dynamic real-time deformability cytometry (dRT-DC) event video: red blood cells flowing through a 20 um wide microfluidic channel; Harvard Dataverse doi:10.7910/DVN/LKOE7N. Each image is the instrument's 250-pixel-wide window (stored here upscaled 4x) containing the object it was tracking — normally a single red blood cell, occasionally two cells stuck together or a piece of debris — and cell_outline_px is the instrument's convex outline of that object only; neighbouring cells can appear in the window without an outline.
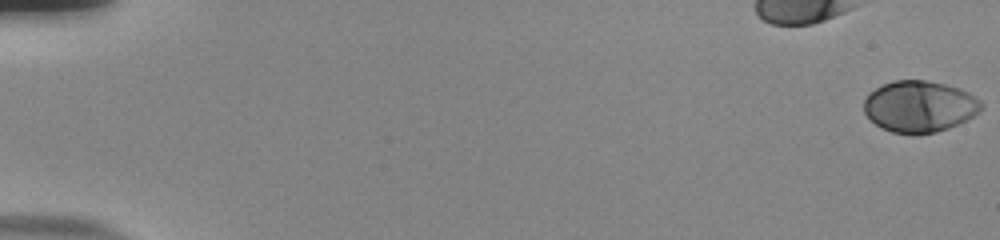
{"species": "human", "species_latin": "Homo sapiens", "temperature_condition": "room temperature", "stored_images_in_passage": 55, "camera_frame_rate_fps": 3000, "um_per_image_px": 0.085, "donor": {"sex": "male"}, "frame": {"image": 1, "passage_image": 1, "time_ms": 0.0, "image_size_px": [1000, 240], "cell_outline_px": [[984, 108], [980, 112], [948, 128], [936, 132], [916, 136], [912, 136], [892, 132], [880, 128], [864, 112], [864, 100], [868, 92], [892, 80], [924, 80], [944, 84], [960, 88], [968, 92], [980, 100], [984, 104]], "centroid_in_image_um": [78.15, 9.06], "position_along_channel_um": 6.9, "area_um2": 35.55}}
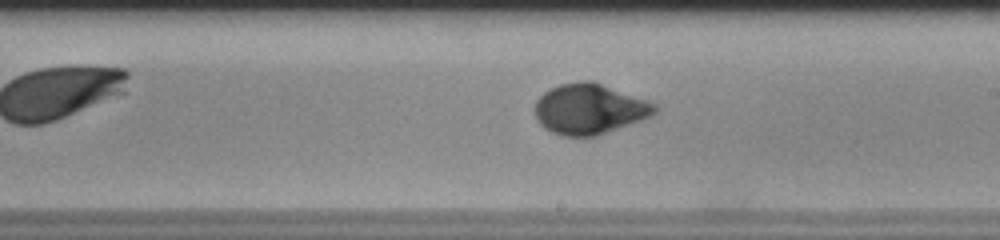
{"frame": {"image": 2, "passage_image": 34, "time_ms": 11.0, "image_size_px": [1000, 240], "cell_outline_px": [[660, 108], [652, 116], [596, 136], [564, 136], [552, 132], [544, 128], [540, 124], [536, 116], [536, 100], [544, 92], [560, 84], [580, 80], [592, 80], [648, 100], [656, 104]], "centroid_in_image_um": [50.13, 9.25], "position_along_channel_um": 238.9, "area_um2": 35.26}}
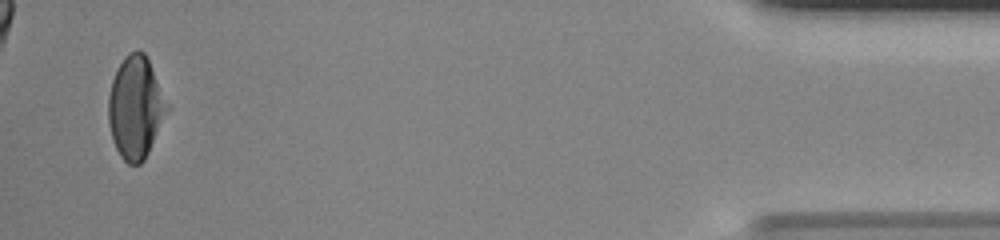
{"frame": {"image": 3, "passage_image": 54, "time_ms": 17.667, "image_size_px": [1000, 240], "cell_outline_px": [[168, 108], [148, 152], [144, 160], [140, 164], [128, 164], [120, 156], [112, 140], [108, 120], [108, 96], [112, 80], [124, 56], [128, 52], [140, 48], [144, 52], [148, 60], [168, 104]], "centroid_in_image_um": [11.49, 9.12], "position_along_channel_um": 423.7, "area_um2": 34.51}, "authors_computed_cell_mechanics": {"area_um2": 34.7378, "velocity_mm_per_s": 3.8327, "shape_relaxation_time_tau1_ms": 4.4052, "shape_relaxation_time_tau2_ms": null, "deformation_change_tau1": 0.194, "deformation_change_tau2": null}}